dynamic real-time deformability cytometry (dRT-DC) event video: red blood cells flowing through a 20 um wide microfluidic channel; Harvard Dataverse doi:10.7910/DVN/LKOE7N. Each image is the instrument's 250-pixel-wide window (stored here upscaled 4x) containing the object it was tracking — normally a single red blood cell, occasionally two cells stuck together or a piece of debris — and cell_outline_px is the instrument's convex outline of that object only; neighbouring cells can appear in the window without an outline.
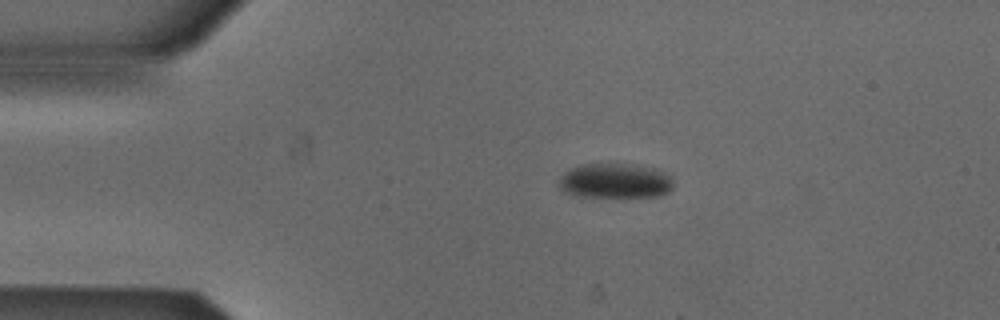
{"species": "Egyptian fruit bat (a non-hibernating species)", "species_latin": "Rousettus aegyptiacus", "temperature_condition": "cold", "stored_images_in_passage": 9, "camera_frame_rate_fps": 3000, "um_per_image_px": 0.085, "animal": {"sex": "male"}, "frame": {"image": 1, "passage_image": 1, "time_ms": 0.0, "image_size_px": [1000, 320], "cell_outline_px": [[672, 188], [668, 192], [660, 196], [580, 196], [564, 192], [560, 188], [556, 180], [568, 168], [584, 164], [624, 164], [656, 168], [668, 176], [672, 180]], "centroid_in_image_um": [52.22, 15.37], "position_along_channel_um": 32.8, "area_um2": 23.12}}
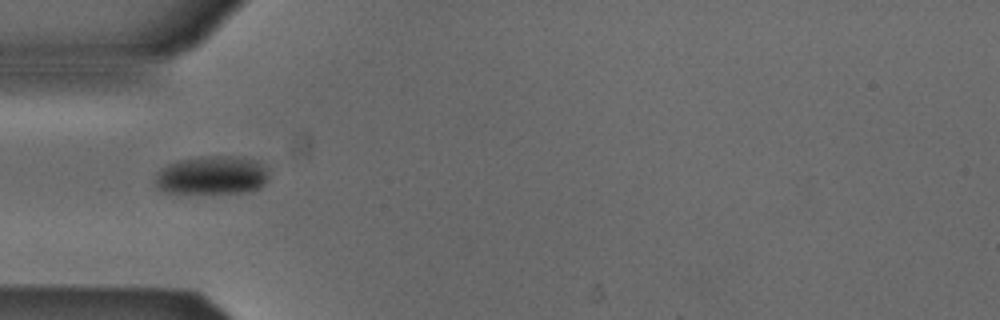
{"frame": {"image": 2, "passage_image": 7, "time_ms": 2.0, "image_size_px": [1000, 320], "cell_outline_px": [[268, 176], [264, 184], [260, 188], [244, 192], [164, 192], [156, 188], [156, 172], [160, 168], [176, 160], [212, 156], [228, 156], [256, 160], [268, 168]], "centroid_in_image_um": [18.01, 14.89], "position_along_channel_um": 67.0, "area_um2": 25.32}}